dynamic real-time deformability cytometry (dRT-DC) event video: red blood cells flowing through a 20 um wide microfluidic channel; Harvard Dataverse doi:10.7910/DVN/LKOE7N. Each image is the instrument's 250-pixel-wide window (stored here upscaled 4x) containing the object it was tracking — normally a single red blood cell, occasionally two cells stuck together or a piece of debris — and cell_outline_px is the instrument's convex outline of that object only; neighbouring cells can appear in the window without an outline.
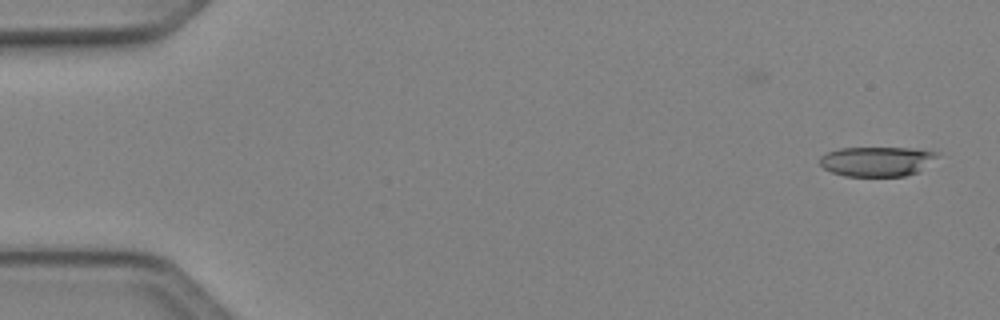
{"species": "Egyptian fruit bat (a non-hibernating species)", "species_latin": "Rousettus aegyptiacus", "temperature_condition": "cold", "stored_images_in_passage": 48, "camera_frame_rate_fps": 3000, "um_per_image_px": 0.085, "animal": {"sex": "female"}, "frame": {"image": 1, "passage_image": 1, "time_ms": 0.0, "image_size_px": [1000, 320], "cell_outline_px": [[936, 156], [920, 172], [904, 176], [844, 176], [832, 172], [824, 168], [820, 164], [820, 156], [828, 152], [840, 148], [916, 148], [936, 152]], "centroid_in_image_um": [74.52, 13.72], "position_along_channel_um": 10.5, "area_um2": 20.23}}
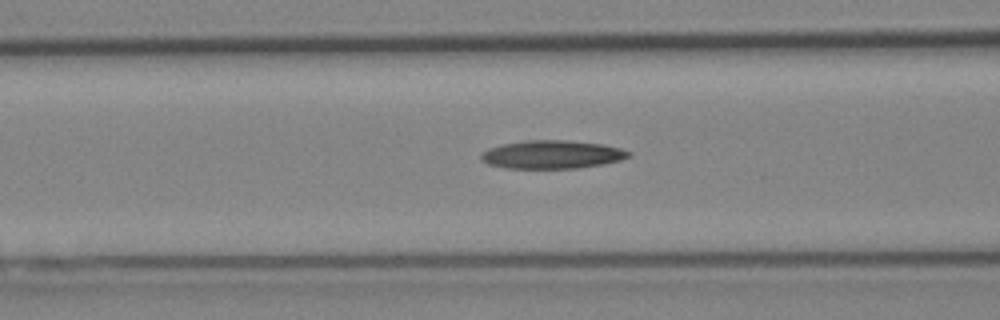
{"frame": {"image": 2, "passage_image": 19, "time_ms": 6.0, "image_size_px": [1000, 320], "cell_outline_px": [[632, 156], [620, 160], [600, 164], [576, 168], [504, 168], [488, 164], [480, 160], [480, 156], [488, 148], [504, 144], [524, 140], [568, 140], [604, 144], [620, 148], [632, 152]], "centroid_in_image_um": [46.93, 13.13], "position_along_channel_um": 119.7, "area_um2": 24.33}}
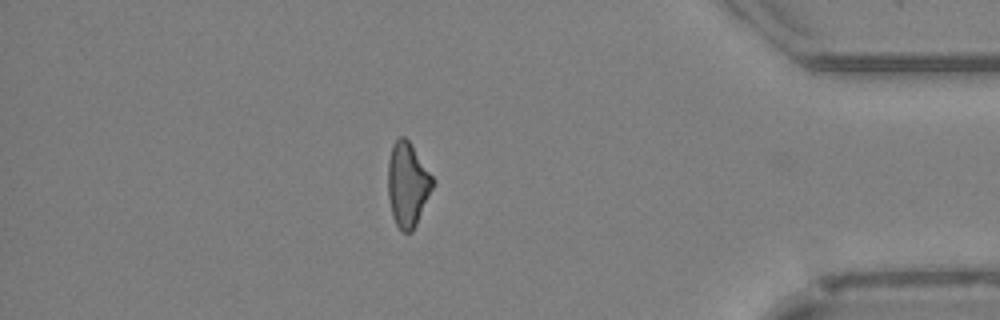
{"frame": {"image": 3, "passage_image": 42, "time_ms": 13.667, "image_size_px": [1000, 320], "cell_outline_px": [[436, 180], [416, 224], [412, 232], [400, 232], [392, 216], [388, 196], [388, 160], [392, 144], [400, 136], [404, 136], [408, 140]], "centroid_in_image_um": [34.64, 15.68], "position_along_channel_um": 400.6, "area_um2": 22.02}}